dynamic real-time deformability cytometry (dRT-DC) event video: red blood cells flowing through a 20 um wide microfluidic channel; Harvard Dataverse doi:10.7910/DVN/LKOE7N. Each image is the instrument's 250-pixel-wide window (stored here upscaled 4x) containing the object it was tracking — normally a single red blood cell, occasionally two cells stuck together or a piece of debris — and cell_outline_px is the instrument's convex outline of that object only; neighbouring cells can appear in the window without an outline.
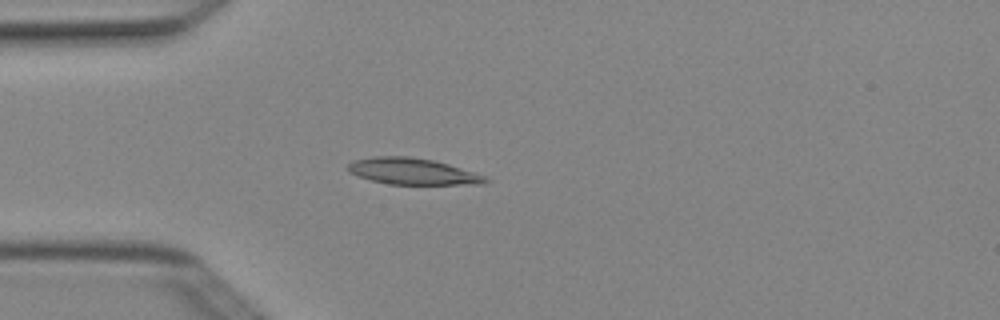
{"species": "Egyptian fruit bat (a non-hibernating species)", "species_latin": "Rousettus aegyptiacus", "temperature_condition": "cold", "stored_images_in_passage": 4, "camera_frame_rate_fps": 3000, "um_per_image_px": 0.085, "animal": {"sex": "female"}, "frame": {"image": 1, "passage_image": 4, "time_ms": 1.0, "image_size_px": [1000, 320], "cell_outline_px": [[492, 180], [484, 184], [388, 184], [372, 180], [348, 172], [344, 168], [352, 160], [372, 156], [408, 156], [432, 160], [448, 164], [484, 176]], "centroid_in_image_um": [35.01, 14.56], "position_along_channel_um": 50.0, "area_um2": 21.1}}